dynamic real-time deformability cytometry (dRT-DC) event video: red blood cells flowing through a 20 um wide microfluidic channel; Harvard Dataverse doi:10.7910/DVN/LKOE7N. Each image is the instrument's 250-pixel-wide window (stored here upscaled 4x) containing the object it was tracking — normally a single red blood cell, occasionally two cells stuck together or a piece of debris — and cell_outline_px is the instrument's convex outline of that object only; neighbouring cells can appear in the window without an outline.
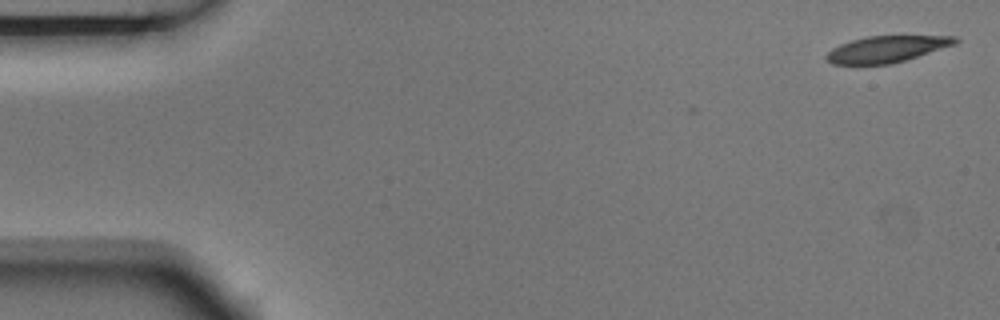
{"species": "Egyptian fruit bat (a non-hibernating species)", "species_latin": "Rousettus aegyptiacus", "temperature_condition": "room temperature", "stored_images_in_passage": 5, "camera_frame_rate_fps": 3000, "um_per_image_px": 0.085, "animal": {"sex": "male"}, "frame": {"image": 1, "passage_image": 1, "time_ms": 0.0, "image_size_px": [1000, 320], "cell_outline_px": [[960, 40], [956, 44], [892, 64], [856, 68], [832, 64], [824, 56], [832, 48], [840, 44], [852, 40], [868, 36], [956, 36]], "centroid_in_image_um": [75.28, 4.23], "position_along_channel_um": 9.7, "area_um2": 20.58}}